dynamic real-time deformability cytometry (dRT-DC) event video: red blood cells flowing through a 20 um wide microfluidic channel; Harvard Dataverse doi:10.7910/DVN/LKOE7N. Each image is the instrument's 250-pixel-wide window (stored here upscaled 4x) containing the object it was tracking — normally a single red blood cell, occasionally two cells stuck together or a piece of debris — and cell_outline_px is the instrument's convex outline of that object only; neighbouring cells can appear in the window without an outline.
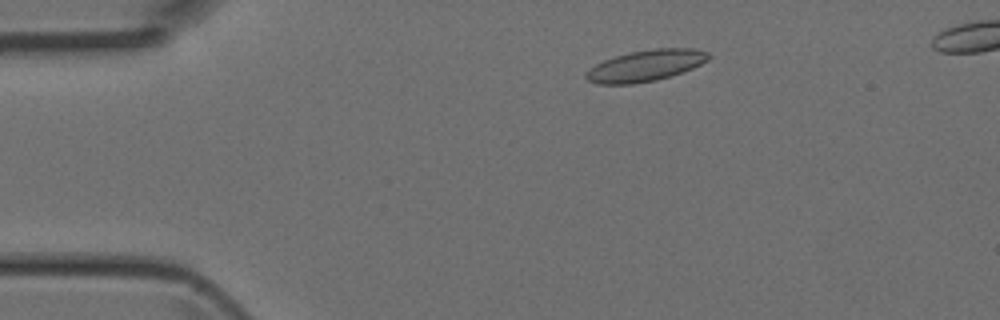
{"species": "Egyptian fruit bat (a non-hibernating species)", "species_latin": "Rousettus aegyptiacus", "temperature_condition": "room temperature", "stored_images_in_passage": 3, "camera_frame_rate_fps": 3000, "um_per_image_px": 0.085, "animal": {"sex": "female"}, "frame": {"image": 1, "passage_image": 1, "time_ms": 0.0, "image_size_px": [1000, 320], "cell_outline_px": [[712, 56], [708, 60], [692, 68], [656, 80], [632, 84], [596, 84], [588, 80], [584, 76], [596, 64], [604, 60], [616, 56], [632, 52], [656, 48], [696, 48], [708, 52]], "centroid_in_image_um": [54.91, 5.57], "position_along_channel_um": 30.1, "area_um2": 22.02}}